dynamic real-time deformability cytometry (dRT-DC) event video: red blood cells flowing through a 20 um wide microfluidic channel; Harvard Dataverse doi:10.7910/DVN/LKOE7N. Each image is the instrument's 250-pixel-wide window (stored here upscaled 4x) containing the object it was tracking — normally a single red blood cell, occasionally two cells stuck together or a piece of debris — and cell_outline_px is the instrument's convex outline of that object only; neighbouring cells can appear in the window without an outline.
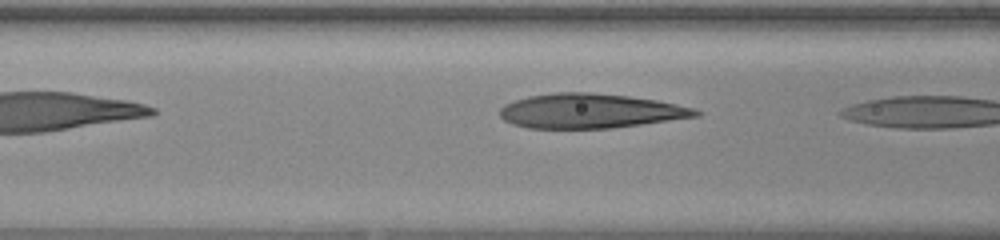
{"species": "human", "species_latin": "Homo sapiens", "temperature_condition": "warm", "stored_images_in_passage": 4, "camera_frame_rate_fps": 3000, "um_per_image_px": 0.085, "donor": {"sex": "female"}, "frame": {"image": 1, "passage_image": 3, "time_ms": 0.667, "image_size_px": [1000, 240], "cell_outline_px": [[704, 112], [700, 116], [612, 128], [528, 128], [512, 124], [504, 120], [500, 116], [500, 108], [504, 104], [528, 96], [556, 92], [592, 92], [628, 96], [656, 100], [696, 108]], "centroid_in_image_um": [50.19, 9.43], "position_along_channel_um": 116.4, "area_um2": 39.54}}